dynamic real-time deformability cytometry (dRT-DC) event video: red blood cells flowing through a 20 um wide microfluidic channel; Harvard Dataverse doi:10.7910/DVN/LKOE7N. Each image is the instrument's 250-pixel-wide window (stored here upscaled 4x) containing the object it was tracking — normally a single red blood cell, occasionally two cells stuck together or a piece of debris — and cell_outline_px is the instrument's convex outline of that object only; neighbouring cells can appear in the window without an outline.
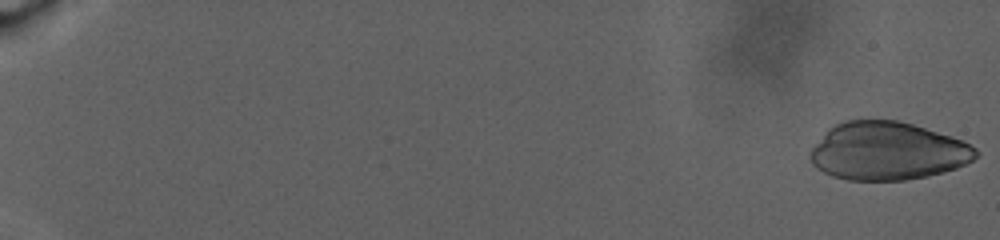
{"species": "human", "species_latin": "Homo sapiens", "temperature_condition": "warm", "stored_images_in_passage": 67, "camera_frame_rate_fps": 3000, "um_per_image_px": 0.085, "donor": {"sex": "male"}, "frame": {"image": 1, "passage_image": 1, "time_ms": 0.0, "image_size_px": [1000, 240], "cell_outline_px": [[980, 152], [972, 160], [956, 168], [928, 176], [904, 180], [848, 180], [832, 176], [816, 168], [812, 164], [808, 156], [812, 148], [828, 128], [844, 120], [896, 120], [912, 124], [960, 140], [976, 148]], "centroid_in_image_um": [75.39, 12.85], "position_along_channel_um": 9.6, "area_um2": 55.72}}
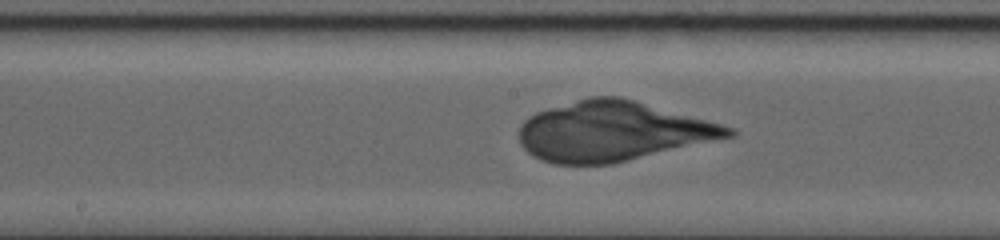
{"frame": {"image": 2, "passage_image": 40, "time_ms": 18.333, "image_size_px": [1000, 240], "cell_outline_px": [[736, 136], [612, 164], [552, 164], [540, 160], [532, 156], [520, 144], [520, 124], [528, 116], [536, 112], [548, 108], [588, 96], [620, 96], [736, 128]], "centroid_in_image_um": [52.07, 11.16], "position_along_channel_um": 196.1, "area_um2": 73.06}}
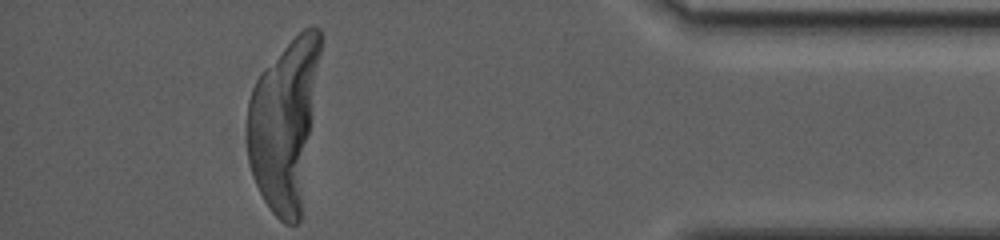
{"frame": {"image": 3, "passage_image": 67, "time_ms": 29.333, "image_size_px": [1000, 240], "cell_outline_px": [[320, 52], [300, 220], [296, 224], [284, 224], [272, 212], [264, 200], [256, 184], [248, 160], [248, 100], [252, 88], [260, 72], [304, 28], [312, 24], [320, 28]], "centroid_in_image_um": [24.16, 10.55], "position_along_channel_um": 411.0, "area_um2": 71.09}}